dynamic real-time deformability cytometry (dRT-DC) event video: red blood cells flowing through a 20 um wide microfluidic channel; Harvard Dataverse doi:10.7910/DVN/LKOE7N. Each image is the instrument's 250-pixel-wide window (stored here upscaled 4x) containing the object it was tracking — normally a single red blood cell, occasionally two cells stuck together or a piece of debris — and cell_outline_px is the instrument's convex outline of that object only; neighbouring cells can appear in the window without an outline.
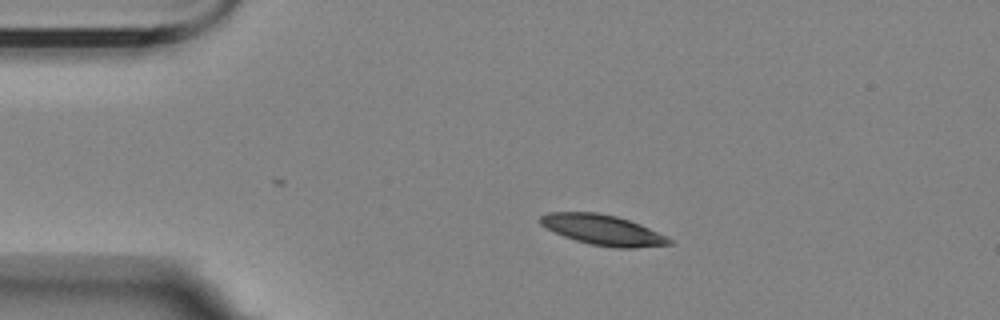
{"species": "Egyptian fruit bat (a non-hibernating species)", "species_latin": "Rousettus aegyptiacus", "temperature_condition": "room temperature", "stored_images_in_passage": 3, "camera_frame_rate_fps": 3000, "um_per_image_px": 0.085, "animal": {"sex": "female"}, "frame": {"image": 1, "passage_image": 1, "time_ms": 0.0, "image_size_px": [1000, 320], "cell_outline_px": [[672, 244], [636, 248], [612, 248], [592, 244], [576, 240], [564, 236], [540, 224], [536, 220], [540, 216], [548, 212], [596, 212], [616, 216], [640, 224], [668, 236], [672, 240]], "centroid_in_image_um": [51.25, 19.54], "position_along_channel_um": 33.7, "area_um2": 22.77}}
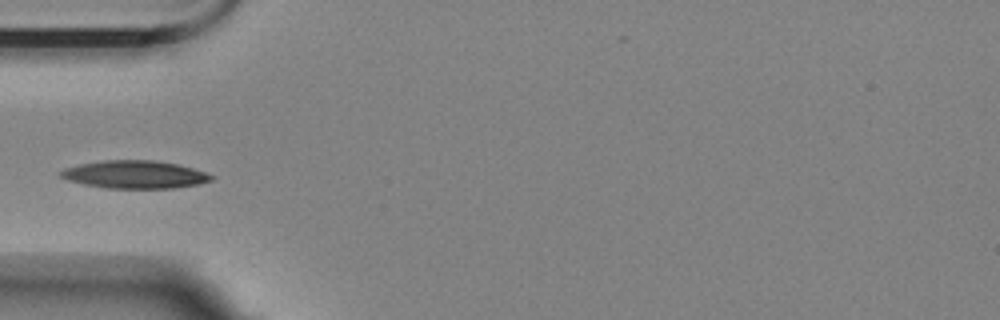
{"frame": {"image": 2, "passage_image": 3, "time_ms": 2.333, "image_size_px": [1000, 320], "cell_outline_px": [[216, 176], [212, 180], [196, 184], [172, 188], [104, 188], [84, 184], [68, 180], [60, 176], [56, 172], [64, 168], [80, 164], [104, 160], [152, 160], [176, 164], [192, 168]], "centroid_in_image_um": [11.41, 14.83], "position_along_channel_um": 73.6, "area_um2": 24.33}}